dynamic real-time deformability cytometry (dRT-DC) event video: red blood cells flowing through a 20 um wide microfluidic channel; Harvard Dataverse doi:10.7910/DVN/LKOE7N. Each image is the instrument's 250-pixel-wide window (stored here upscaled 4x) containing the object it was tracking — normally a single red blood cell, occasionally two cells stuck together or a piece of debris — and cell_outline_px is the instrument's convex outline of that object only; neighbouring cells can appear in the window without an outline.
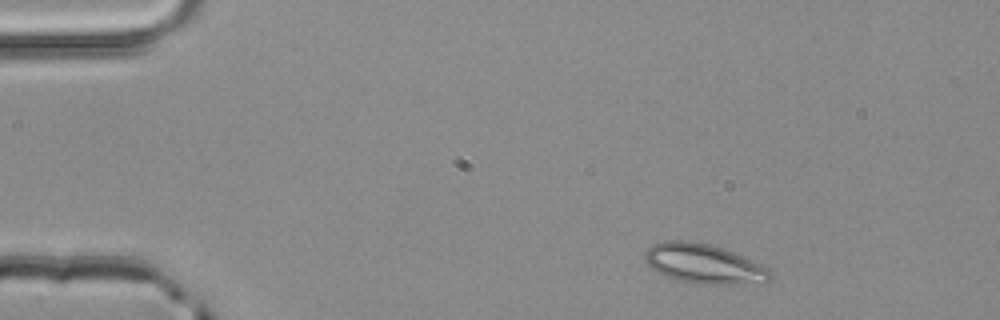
{"species": "common noctule bat (a hibernating species)", "species_latin": "Nyctalus noctula", "temperature_condition": "room temperature", "stored_images_in_passage": 3, "camera_frame_rate_fps": 3000, "um_per_image_px": 0.085, "animal": {"sex": "male", "body_mass_g": 20.4}, "frame": {"image": 1, "passage_image": 1, "time_ms": 0.0, "image_size_px": [1000, 320], "cell_outline_px": [[772, 272], [768, 284], [700, 284], [676, 280], [656, 272], [644, 260], [644, 252], [652, 244], [664, 240], [688, 240], [712, 244], [724, 248], [744, 256], [768, 268]], "centroid_in_image_um": [59.85, 22.42], "position_along_channel_um": 25.2, "area_um2": 29.54}}